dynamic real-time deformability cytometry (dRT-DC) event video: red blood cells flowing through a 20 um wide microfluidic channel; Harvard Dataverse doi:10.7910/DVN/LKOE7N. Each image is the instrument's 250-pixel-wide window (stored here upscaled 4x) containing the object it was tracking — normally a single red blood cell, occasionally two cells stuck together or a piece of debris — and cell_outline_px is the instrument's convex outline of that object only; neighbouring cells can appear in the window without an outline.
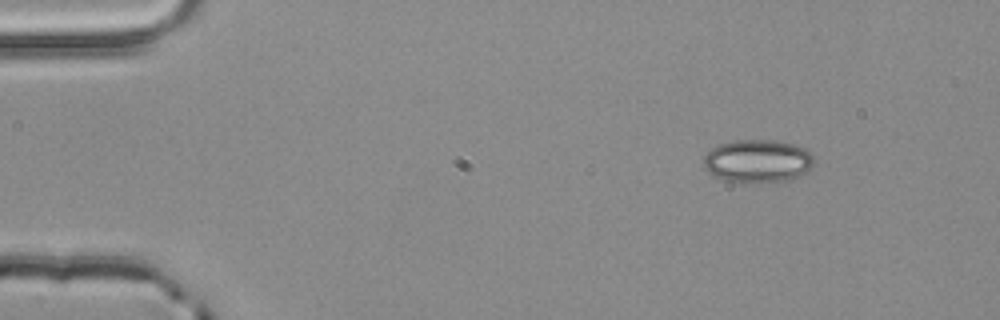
{"species": "common noctule bat (a hibernating species)", "species_latin": "Nyctalus noctula", "temperature_condition": "room temperature", "stored_images_in_passage": 3, "camera_frame_rate_fps": 3000, "um_per_image_px": 0.085, "animal": {"sex": "male", "body_mass_g": 20.4}, "frame": {"image": 1, "passage_image": 1, "time_ms": 0.0, "image_size_px": [1000, 320], "cell_outline_px": [[816, 164], [812, 168], [788, 180], [720, 180], [708, 172], [704, 168], [704, 156], [712, 148], [720, 144], [736, 140], [772, 140], [796, 144], [804, 148], [816, 160]], "centroid_in_image_um": [64.41, 13.65], "position_along_channel_um": 20.6, "area_um2": 27.11}}
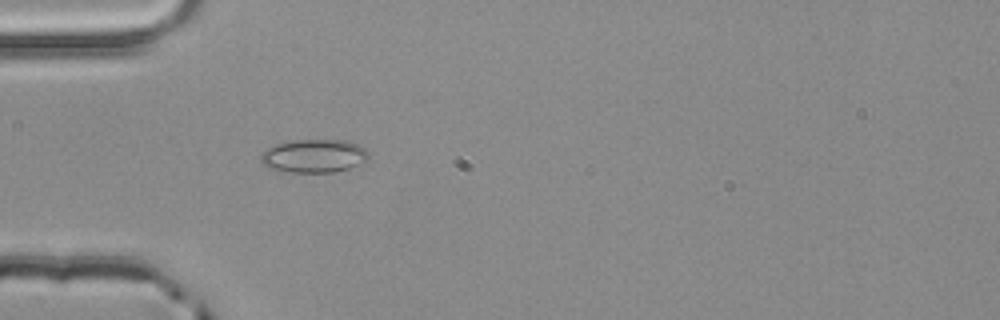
{"frame": {"image": 2, "passage_image": 3, "time_ms": 0.667, "image_size_px": [1000, 320], "cell_outline_px": [[368, 164], [332, 172], [288, 172], [268, 168], [260, 160], [260, 156], [268, 148], [280, 144], [296, 140], [348, 140], [360, 144], [368, 152]], "centroid_in_image_um": [26.78, 13.27], "position_along_channel_um": 58.2, "area_um2": 21.1}}